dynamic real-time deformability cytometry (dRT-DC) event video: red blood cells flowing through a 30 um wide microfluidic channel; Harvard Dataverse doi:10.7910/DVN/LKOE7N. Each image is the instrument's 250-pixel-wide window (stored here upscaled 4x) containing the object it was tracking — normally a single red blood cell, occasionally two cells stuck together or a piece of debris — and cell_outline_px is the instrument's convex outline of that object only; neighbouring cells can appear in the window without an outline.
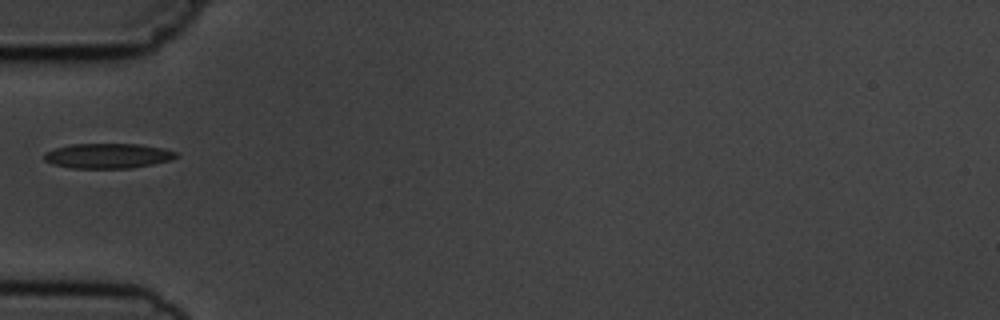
{"species": "common noctule bat (a hibernating species)", "species_latin": "Nyctalus noctula", "temperature_condition": "cold", "stored_images_in_passage": 1, "camera_frame_rate_fps": 3000, "um_per_image_px": 0.085, "animal": {"sex": "male", "body_mass_g": 19.5, "forearm_length_mm": 54.6}, "frame": {"image": 1, "passage_image": 1, "time_ms": 0.0, "image_size_px": [1000, 320], "cell_outline_px": [[180, 156], [172, 160], [132, 168], [72, 168], [52, 164], [44, 160], [44, 152], [56, 148], [72, 144], [140, 144], [164, 148], [176, 152]], "centroid_in_image_um": [9.19, 13.24], "position_along_channel_um": 75.8, "area_um2": 19.31}}